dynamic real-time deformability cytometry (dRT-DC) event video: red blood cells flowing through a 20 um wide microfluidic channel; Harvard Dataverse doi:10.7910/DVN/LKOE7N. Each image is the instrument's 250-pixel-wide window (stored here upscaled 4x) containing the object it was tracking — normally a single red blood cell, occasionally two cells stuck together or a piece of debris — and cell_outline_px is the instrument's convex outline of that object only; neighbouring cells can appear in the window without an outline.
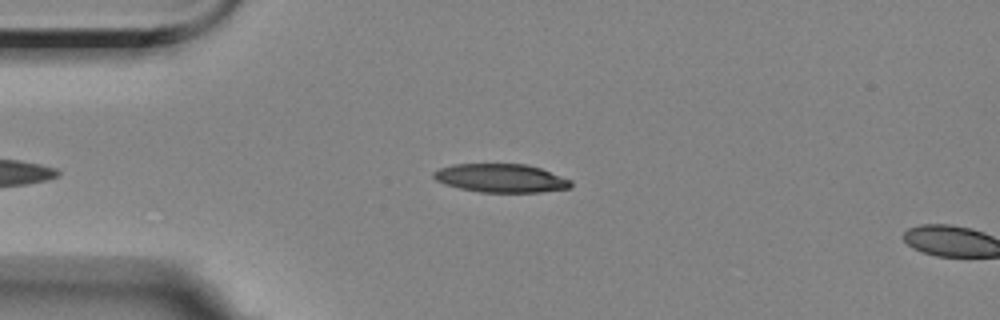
{"species": "Egyptian fruit bat (a non-hibernating species)", "species_latin": "Rousettus aegyptiacus", "temperature_condition": "room temperature", "stored_images_in_passage": 2, "camera_frame_rate_fps": 3000, "um_per_image_px": 0.085, "animal": {"sex": "female"}, "frame": {"image": 1, "passage_image": 1, "time_ms": 0.0, "image_size_px": [1000, 320], "cell_outline_px": [[572, 188], [540, 192], [480, 192], [460, 188], [444, 184], [436, 180], [432, 176], [432, 172], [440, 168], [452, 164], [524, 164], [540, 168], [572, 180]], "centroid_in_image_um": [42.58, 15.14], "position_along_channel_um": 42.4, "area_um2": 22.83}}